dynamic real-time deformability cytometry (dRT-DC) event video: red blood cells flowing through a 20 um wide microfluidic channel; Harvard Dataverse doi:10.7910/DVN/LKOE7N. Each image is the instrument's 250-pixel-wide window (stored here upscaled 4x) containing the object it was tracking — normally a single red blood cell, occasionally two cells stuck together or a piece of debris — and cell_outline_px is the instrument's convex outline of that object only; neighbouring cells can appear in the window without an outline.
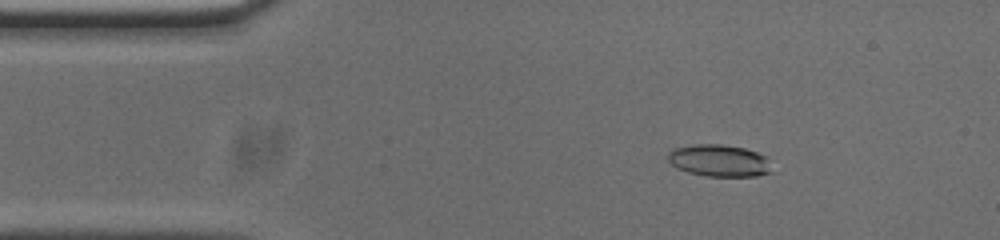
{"species": "common noctule bat (a hibernating species)", "species_latin": "Nyctalus noctula", "temperature_condition": "cold", "stored_images_in_passage": 53, "camera_frame_rate_fps": 3000, "um_per_image_px": 0.085, "animal": {"sex": "male", "body_mass_g": 20.0, "forearm_length_mm": 53.3}, "frame": {"image": 1, "passage_image": 8, "time_ms": 2.333, "image_size_px": [1000, 240], "cell_outline_px": [[772, 172], [756, 176], [708, 176], [688, 172], [676, 168], [668, 160], [668, 152], [672, 148], [696, 144], [724, 144], [744, 148], [768, 156]], "centroid_in_image_um": [61.14, 13.64], "position_along_channel_um": 23.9, "area_um2": 19.54}}
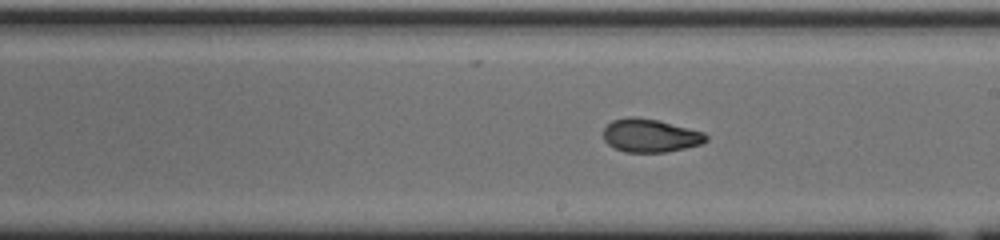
{"frame": {"image": 2, "passage_image": 29, "time_ms": 9.333, "image_size_px": [1000, 240], "cell_outline_px": [[708, 140], [700, 144], [684, 148], [664, 152], [624, 152], [608, 144], [604, 140], [604, 128], [612, 120], [628, 116], [636, 116], [656, 120], [704, 132], [708, 136]], "centroid_in_image_um": [55.25, 11.52], "position_along_channel_um": 233.7, "area_um2": 19.77}}
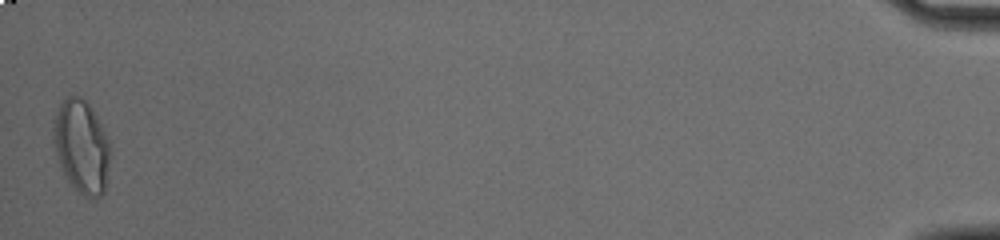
{"frame": {"image": 3, "passage_image": 53, "time_ms": 17.333, "image_size_px": [1000, 240], "cell_outline_px": [[108, 160], [104, 192], [100, 196], [92, 200], [84, 196], [68, 180], [60, 164], [52, 140], [52, 128], [56, 112], [60, 104], [68, 96], [80, 96], [92, 108], [108, 140]], "centroid_in_image_um": [6.89, 12.44], "position_along_channel_um": 428.3, "area_um2": 30.17}, "authors_computed_cell_mechanics": {"area_um2": 19.8832, "velocity_mm_per_s": 3.7641, "shape_relaxation_time_tau1_ms": 6.4687, "shape_relaxation_time_tau2_ms": 1.7952, "deformation_change_tau1": 0.1804, "deformation_change_tau2": 0.0595}}